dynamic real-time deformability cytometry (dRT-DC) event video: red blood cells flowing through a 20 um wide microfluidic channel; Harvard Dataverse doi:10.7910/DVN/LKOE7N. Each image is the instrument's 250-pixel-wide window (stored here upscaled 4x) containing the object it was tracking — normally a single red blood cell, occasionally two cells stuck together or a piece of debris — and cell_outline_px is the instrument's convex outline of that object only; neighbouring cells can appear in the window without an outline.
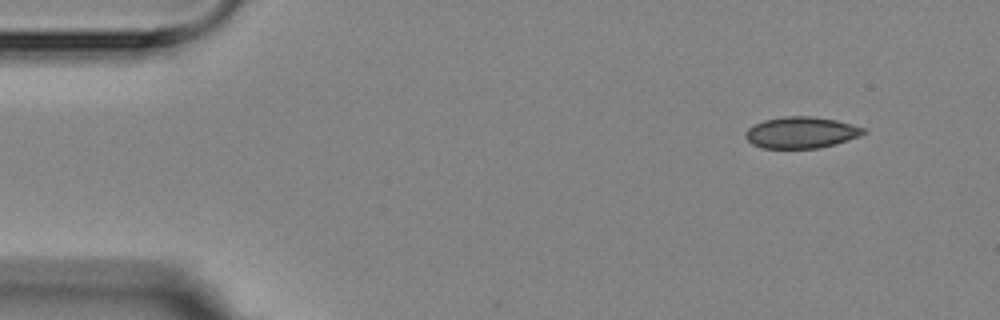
{"species": "Egyptian fruit bat (a non-hibernating species)", "species_latin": "Rousettus aegyptiacus", "temperature_condition": "room temperature", "stored_images_in_passage": 4, "camera_frame_rate_fps": 3000, "um_per_image_px": 0.085, "animal": {"sex": "female"}, "frame": {"image": 1, "passage_image": 1, "time_ms": 0.0, "image_size_px": [1000, 320], "cell_outline_px": [[868, 132], [848, 140], [836, 144], [816, 148], [764, 148], [752, 144], [744, 136], [744, 132], [748, 128], [764, 120], [784, 116], [812, 116], [836, 120], [852, 124], [864, 128]], "centroid_in_image_um": [68.1, 11.26], "position_along_channel_um": 16.9, "area_um2": 21.56}}
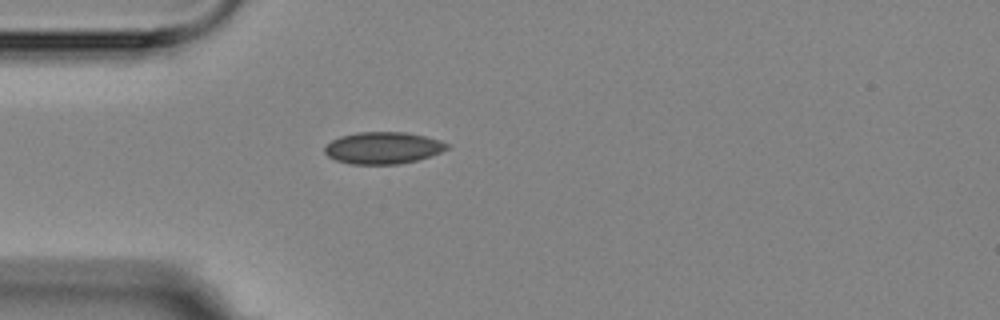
{"frame": {"image": 2, "passage_image": 4, "time_ms": 3.333, "image_size_px": [1000, 320], "cell_outline_px": [[448, 148], [440, 152], [416, 160], [400, 164], [352, 164], [336, 160], [328, 156], [324, 152], [324, 148], [332, 140], [340, 136], [356, 132], [404, 132], [424, 136], [440, 140], [448, 144]], "centroid_in_image_um": [32.53, 12.57], "position_along_channel_um": 52.5, "area_um2": 22.54}}